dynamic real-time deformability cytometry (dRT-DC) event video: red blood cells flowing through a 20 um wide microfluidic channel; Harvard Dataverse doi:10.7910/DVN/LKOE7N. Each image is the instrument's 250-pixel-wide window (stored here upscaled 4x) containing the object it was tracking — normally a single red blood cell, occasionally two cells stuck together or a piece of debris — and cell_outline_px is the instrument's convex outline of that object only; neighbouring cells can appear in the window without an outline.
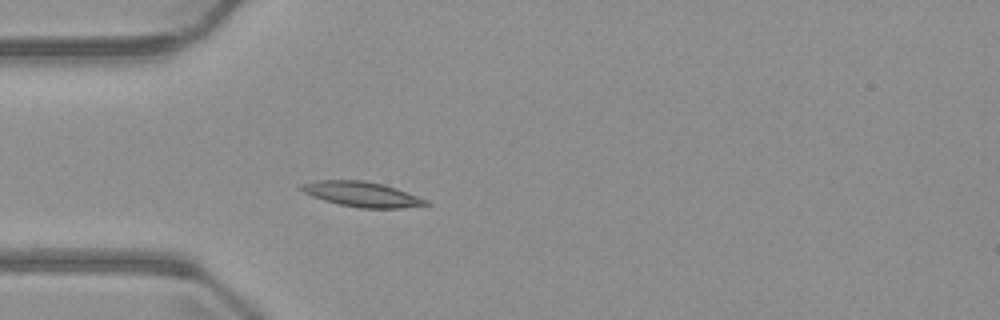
{"species": "common noctule bat (a hibernating species)", "species_latin": "Nyctalus noctula", "temperature_condition": "warm", "stored_images_in_passage": 4, "camera_frame_rate_fps": 3000, "um_per_image_px": 0.085, "animal": {"sex": "male", "body_mass_g": 23.1, "forearm_length_mm": 52.7}, "frame": {"image": 1, "passage_image": 4, "time_ms": 3.667, "image_size_px": [1000, 320], "cell_outline_px": [[432, 204], [400, 208], [360, 208], [340, 204], [324, 200], [312, 196], [296, 188], [300, 184], [316, 180], [364, 180], [384, 184], [396, 188], [428, 200]], "centroid_in_image_um": [30.74, 16.5], "position_along_channel_um": 54.3, "area_um2": 18.26}}